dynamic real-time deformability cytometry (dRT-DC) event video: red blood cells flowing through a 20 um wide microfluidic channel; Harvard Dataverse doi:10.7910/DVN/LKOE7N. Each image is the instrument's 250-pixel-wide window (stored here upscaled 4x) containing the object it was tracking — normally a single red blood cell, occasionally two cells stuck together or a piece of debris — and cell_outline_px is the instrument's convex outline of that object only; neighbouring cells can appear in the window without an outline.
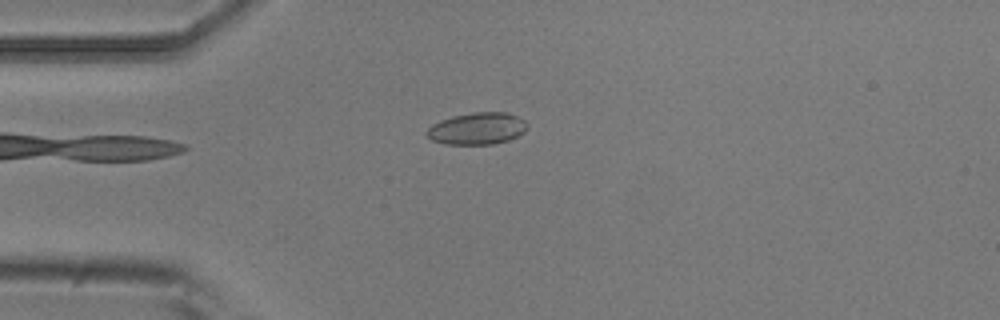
{"species": "common noctule bat (a hibernating species)", "species_latin": "Nyctalus noctula", "temperature_condition": "room temperature", "stored_images_in_passage": 3, "camera_frame_rate_fps": 3000, "um_per_image_px": 0.085, "animal": {"sex": "male", "body_mass_g": 20.5, "forearm_length_mm": 52.5}, "frame": {"image": 1, "passage_image": 3, "time_ms": 0.667, "image_size_px": [1000, 320], "cell_outline_px": [[528, 128], [524, 132], [508, 140], [492, 144], [444, 144], [432, 140], [424, 132], [432, 124], [440, 120], [452, 116], [472, 112], [508, 112], [524, 120], [528, 124]], "centroid_in_image_um": [40.55, 10.92], "position_along_channel_um": 44.5, "area_um2": 18.79}}